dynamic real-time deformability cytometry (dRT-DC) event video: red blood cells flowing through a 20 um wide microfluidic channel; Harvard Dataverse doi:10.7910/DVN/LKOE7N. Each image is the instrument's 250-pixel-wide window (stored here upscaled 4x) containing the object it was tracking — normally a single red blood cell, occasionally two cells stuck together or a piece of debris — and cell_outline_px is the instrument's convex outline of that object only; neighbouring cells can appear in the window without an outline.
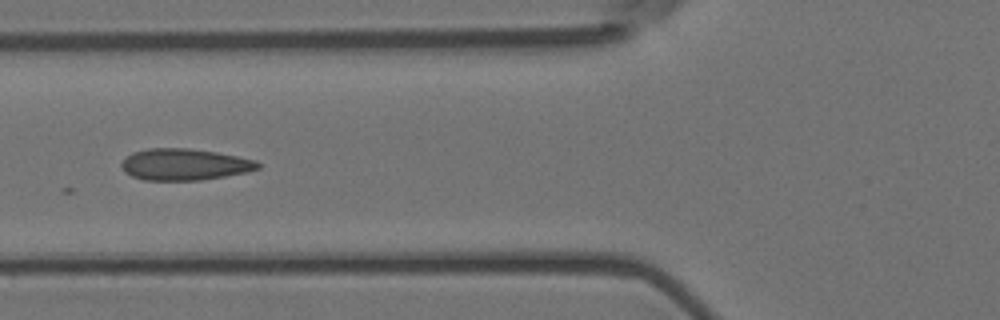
{"species": "Egyptian fruit bat (a non-hibernating species)", "species_latin": "Rousettus aegyptiacus", "temperature_condition": "room temperature", "stored_images_in_passage": 14, "camera_frame_rate_fps": 3000, "um_per_image_px": 0.085, "animal": {"sex": "female"}, "frame": {"image": 1, "passage_image": 5, "time_ms": 1.333, "image_size_px": [1000, 320], "cell_outline_px": [[260, 168], [244, 172], [224, 176], [200, 180], [144, 180], [132, 176], [124, 172], [120, 164], [124, 156], [132, 152], [148, 148], [188, 148], [216, 152], [256, 160], [260, 164]], "centroid_in_image_um": [15.62, 13.97], "position_along_channel_um": 110.2, "area_um2": 25.09}}
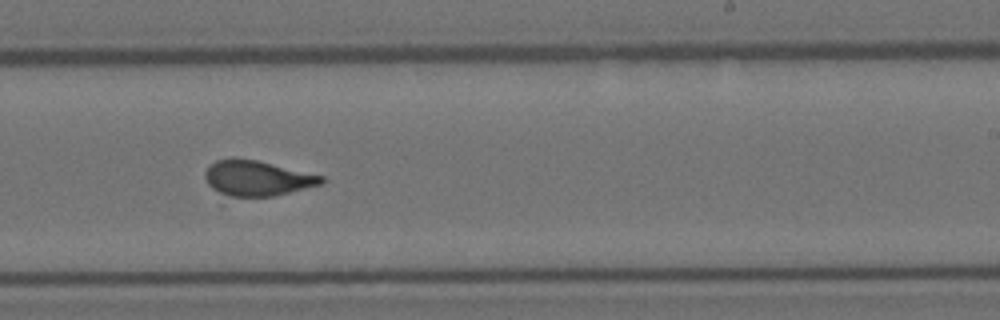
{"frame": {"image": 2, "passage_image": 9, "time_ms": 2.667, "image_size_px": [1000, 320], "cell_outline_px": [[328, 180], [320, 184], [272, 196], [220, 204], [208, 184], [204, 176], [204, 172], [216, 160], [232, 156], [256, 160], [324, 176]], "centroid_in_image_um": [21.66, 15.25], "position_along_channel_um": 267.3, "area_um2": 25.84}}
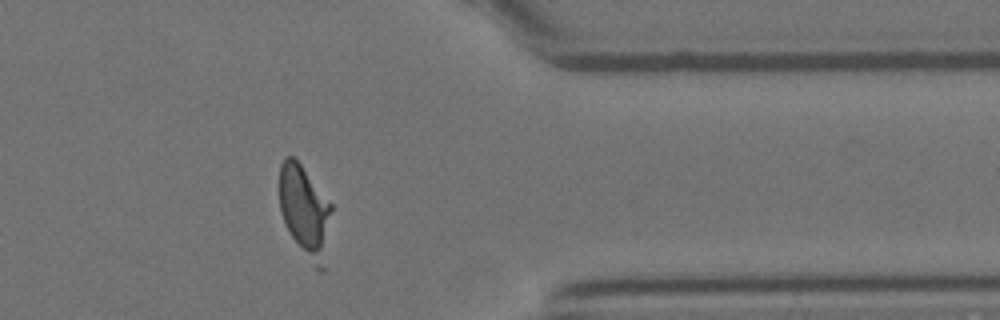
{"frame": {"image": 3, "passage_image": 12, "time_ms": 3.667, "image_size_px": [1000, 320], "cell_outline_px": [[332, 208], [324, 272], [320, 272], [316, 268], [292, 236], [284, 220], [280, 208], [280, 164], [284, 156], [292, 156], [300, 164], [332, 204]], "centroid_in_image_um": [25.94, 17.94], "position_along_channel_um": 385.5, "area_um2": 27.17}}